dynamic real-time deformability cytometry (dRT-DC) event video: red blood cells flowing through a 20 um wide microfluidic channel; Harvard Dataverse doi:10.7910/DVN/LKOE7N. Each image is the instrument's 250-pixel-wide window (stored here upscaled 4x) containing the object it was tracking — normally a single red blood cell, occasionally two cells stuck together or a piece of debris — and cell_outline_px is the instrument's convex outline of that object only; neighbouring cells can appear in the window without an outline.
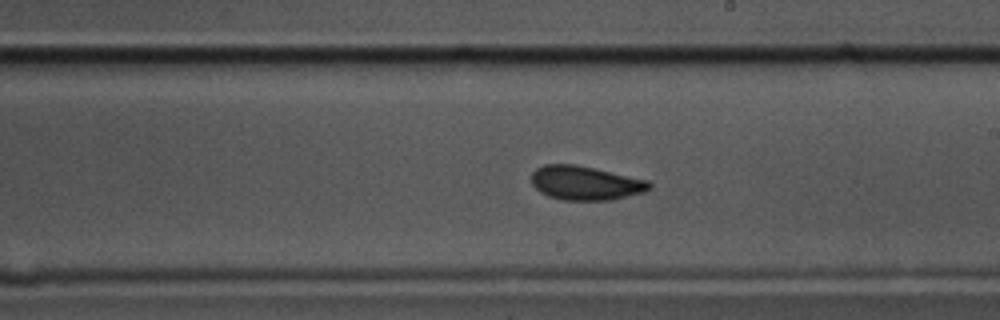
{"species": "common noctule bat (a hibernating species)", "species_latin": "Nyctalus noctula", "temperature_condition": "cold", "stored_images_in_passage": 40, "camera_frame_rate_fps": 3000, "um_per_image_px": 0.085, "animal": {"sex": "male", "body_mass_g": 17.5, "forearm_length_mm": 52.3}, "frame": {"image": 1, "passage_image": 16, "time_ms": 5.0, "image_size_px": [1000, 320], "cell_outline_px": [[652, 188], [644, 192], [612, 200], [560, 200], [548, 196], [540, 192], [532, 184], [532, 172], [536, 168], [544, 164], [576, 164], [648, 180], [652, 184]], "centroid_in_image_um": [49.76, 15.56], "position_along_channel_um": 239.2, "area_um2": 23.52}}
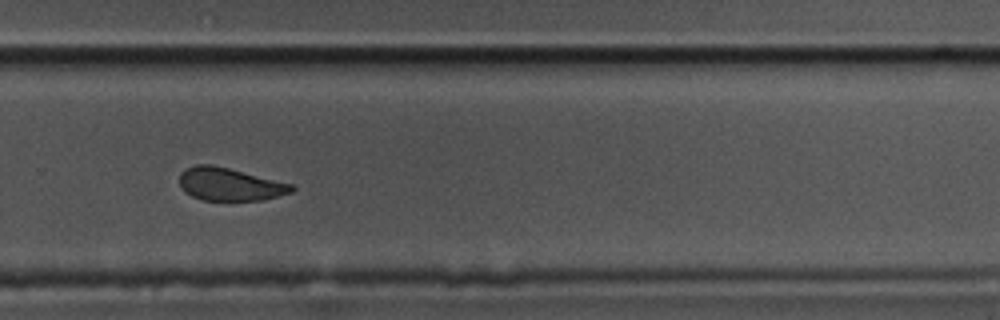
{"frame": {"image": 2, "passage_image": 22, "time_ms": 7.0, "image_size_px": [1000, 320], "cell_outline_px": [[296, 188], [292, 192], [264, 200], [204, 200], [192, 196], [180, 184], [180, 172], [184, 168], [196, 164], [212, 164], [296, 184]], "centroid_in_image_um": [19.59, 15.64], "position_along_channel_um": 310.2, "area_um2": 21.62}}
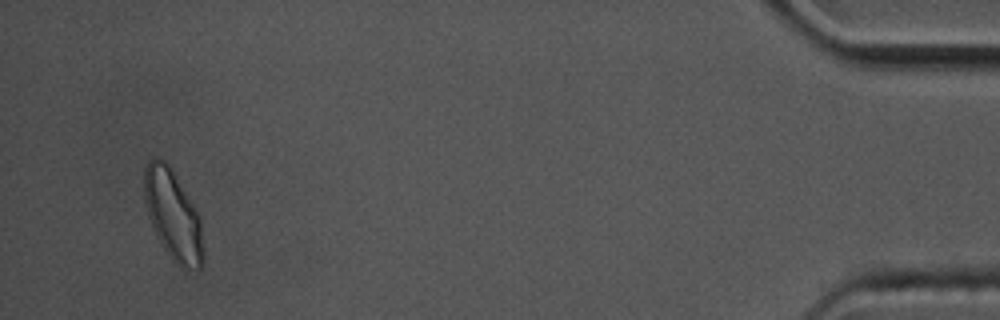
{"frame": {"image": 3, "passage_image": 38, "time_ms": 12.333, "image_size_px": [1000, 320], "cell_outline_px": [[204, 260], [200, 268], [196, 272], [180, 268], [172, 260], [156, 236], [152, 228], [148, 216], [144, 200], [144, 168], [148, 160], [156, 156], [164, 160], [168, 164], [200, 216], [204, 252]], "centroid_in_image_um": [14.7, 18.34], "position_along_channel_um": 420.5, "area_um2": 31.33}, "authors_computed_cell_mechanics": {"area_um2": 23.8714, "velocity_mm_per_s": 3.5483, "shape_relaxation_time_tau1_ms": 8.8422, "shape_relaxation_time_tau2_ms": 1.5721, "deformation_change_tau1": 0.1334, "deformation_change_tau2": 0.0657}}